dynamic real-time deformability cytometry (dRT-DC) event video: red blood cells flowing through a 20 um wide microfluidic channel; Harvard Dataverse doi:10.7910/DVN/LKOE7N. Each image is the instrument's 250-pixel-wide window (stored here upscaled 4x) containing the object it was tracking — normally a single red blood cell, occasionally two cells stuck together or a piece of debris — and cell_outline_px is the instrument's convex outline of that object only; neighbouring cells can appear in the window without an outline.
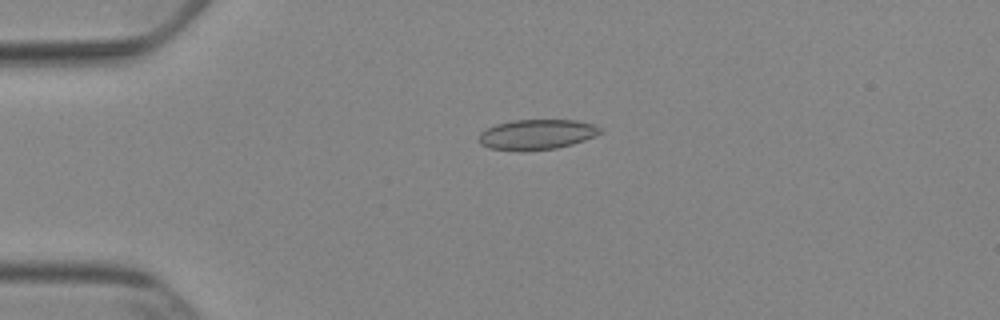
{"species": "Egyptian fruit bat (a non-hibernating species)", "species_latin": "Rousettus aegyptiacus", "temperature_condition": "cold", "stored_images_in_passage": 53, "camera_frame_rate_fps": 3000, "um_per_image_px": 0.085, "animal": {"sex": "female"}, "frame": {"image": 1, "passage_image": 13, "time_ms": 4.0, "image_size_px": [1000, 320], "cell_outline_px": [[604, 132], [596, 136], [572, 144], [556, 148], [488, 148], [480, 144], [480, 132], [496, 124], [512, 120], [576, 120], [596, 124], [604, 128]], "centroid_in_image_um": [45.74, 11.37], "position_along_channel_um": 39.3, "area_um2": 20.75}}
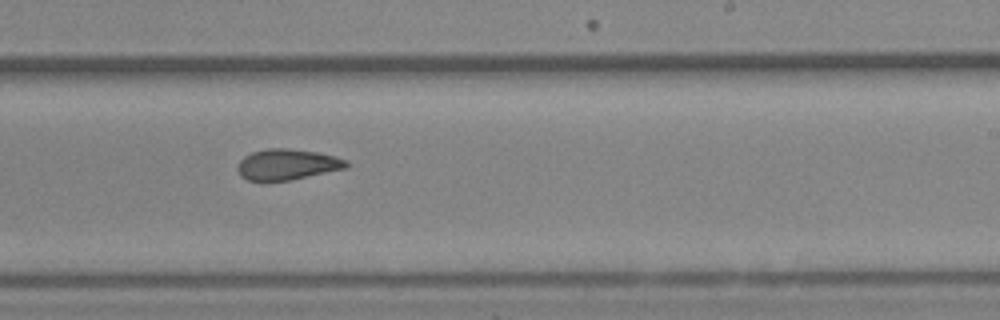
{"frame": {"image": 2, "passage_image": 33, "time_ms": 10.667, "image_size_px": [1000, 320], "cell_outline_px": [[348, 168], [292, 180], [268, 184], [264, 184], [248, 180], [240, 176], [236, 168], [240, 160], [244, 156], [252, 152], [268, 148], [288, 148], [316, 152], [348, 160]], "centroid_in_image_um": [24.36, 14.03], "position_along_channel_um": 264.6, "area_um2": 20.23}}
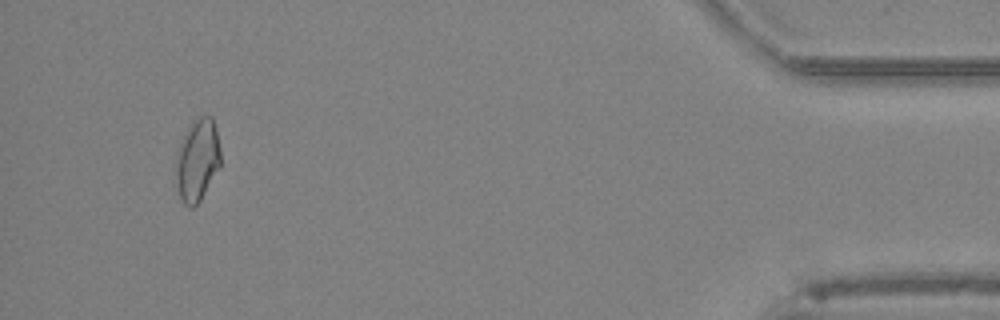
{"frame": {"image": 3, "passage_image": 50, "time_ms": 16.333, "image_size_px": [1000, 320], "cell_outline_px": [[220, 168], [200, 200], [192, 208], [188, 208], [184, 204], [180, 196], [176, 184], [172, 168], [180, 144], [188, 128], [200, 116], [212, 116], [216, 128], [220, 148]], "centroid_in_image_um": [16.75, 13.65], "position_along_channel_um": 418.4, "area_um2": 21.68}, "authors_computed_cell_mechanics": {"area_um2": 20.2878, "velocity_mm_per_s": 3.8809, "shape_relaxation_time_tau1_ms": null, "shape_relaxation_time_tau2_ms": 2.1373, "deformation_change_tau1": null, "deformation_change_tau2": 0.0588}}